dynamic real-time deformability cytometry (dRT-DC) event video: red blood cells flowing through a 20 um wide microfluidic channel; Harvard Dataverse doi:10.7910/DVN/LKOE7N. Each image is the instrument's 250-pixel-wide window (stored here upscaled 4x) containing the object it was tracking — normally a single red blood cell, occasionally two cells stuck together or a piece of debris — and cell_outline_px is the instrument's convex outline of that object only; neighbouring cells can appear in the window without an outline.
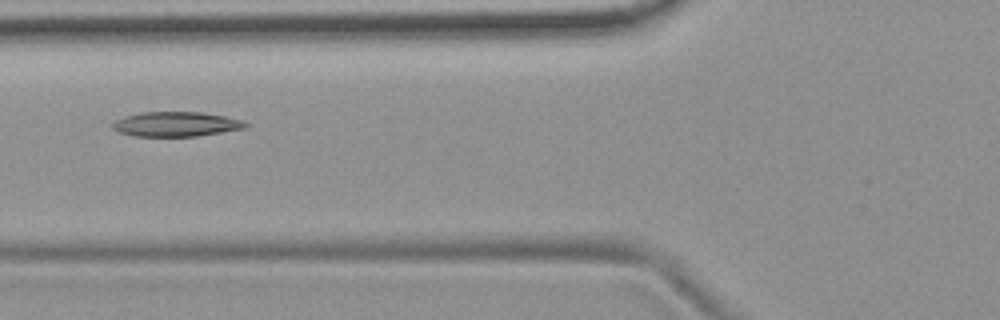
{"species": "common noctule bat (a hibernating species)", "species_latin": "Nyctalus noctula", "temperature_condition": "room temperature", "stored_images_in_passage": 6, "camera_frame_rate_fps": 3000, "um_per_image_px": 0.085, "animal": {"sex": "female", "body_mass_g": 19.9}, "frame": {"image": 1, "passage_image": 6, "time_ms": 5.667, "image_size_px": [1000, 320], "cell_outline_px": [[248, 128], [196, 136], [132, 136], [120, 132], [112, 128], [112, 124], [116, 120], [124, 116], [140, 112], [200, 112], [224, 116], [244, 120], [248, 124]], "centroid_in_image_um": [14.98, 10.55], "position_along_channel_um": 110.8, "area_um2": 19.19}}